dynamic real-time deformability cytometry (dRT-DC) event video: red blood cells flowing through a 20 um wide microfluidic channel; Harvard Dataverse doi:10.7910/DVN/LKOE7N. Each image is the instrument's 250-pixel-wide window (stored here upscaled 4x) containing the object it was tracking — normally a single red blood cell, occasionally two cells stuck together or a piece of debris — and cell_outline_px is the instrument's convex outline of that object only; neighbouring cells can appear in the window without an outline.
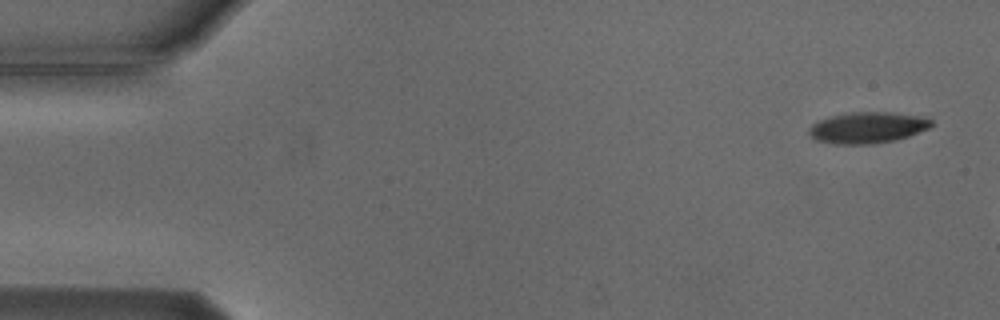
{"species": "Egyptian fruit bat (a non-hibernating species)", "species_latin": "Rousettus aegyptiacus", "temperature_condition": "cold", "stored_images_in_passage": 2, "camera_frame_rate_fps": 3000, "um_per_image_px": 0.085, "animal": {"sex": "male"}, "frame": {"image": 1, "passage_image": 1, "time_ms": 0.0, "image_size_px": [1000, 320], "cell_outline_px": [[932, 124], [928, 128], [908, 136], [892, 140], [868, 144], [836, 144], [816, 140], [808, 132], [808, 128], [812, 124], [820, 120], [832, 116], [852, 112], [884, 112], [916, 116], [932, 120]], "centroid_in_image_um": [73.68, 10.85], "position_along_channel_um": 11.3, "area_um2": 21.68}}